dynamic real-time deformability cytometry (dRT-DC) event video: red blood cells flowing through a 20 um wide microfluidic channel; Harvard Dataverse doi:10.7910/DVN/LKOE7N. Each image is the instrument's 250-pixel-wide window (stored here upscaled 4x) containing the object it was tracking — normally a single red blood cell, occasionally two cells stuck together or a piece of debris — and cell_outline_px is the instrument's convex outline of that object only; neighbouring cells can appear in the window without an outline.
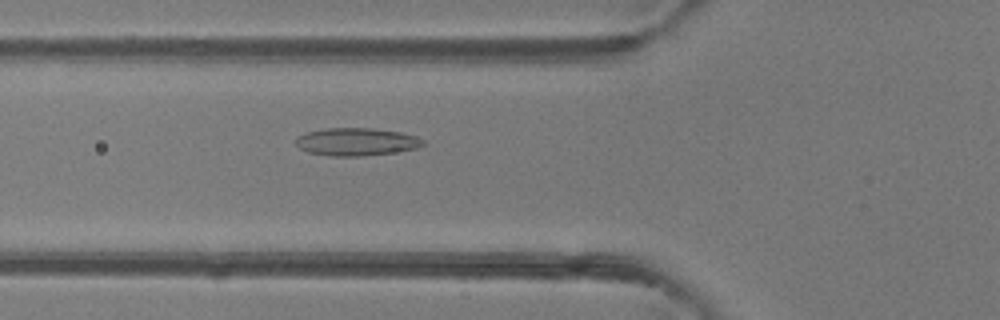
{"species": "common noctule bat (a hibernating species)", "species_latin": "Nyctalus noctula", "temperature_condition": "room temperature", "stored_images_in_passage": 50, "camera_frame_rate_fps": 3000, "um_per_image_px": 0.085, "animal": {"sex": "female"}, "frame": {"image": 1, "passage_image": 18, "time_ms": 5.667, "image_size_px": [1000, 320], "cell_outline_px": [[424, 144], [416, 148], [392, 152], [364, 156], [332, 156], [308, 152], [300, 148], [296, 144], [296, 136], [308, 132], [324, 128], [372, 128], [400, 132], [416, 136], [424, 140]], "centroid_in_image_um": [30.28, 12.05], "position_along_channel_um": 95.5, "area_um2": 20.46}}
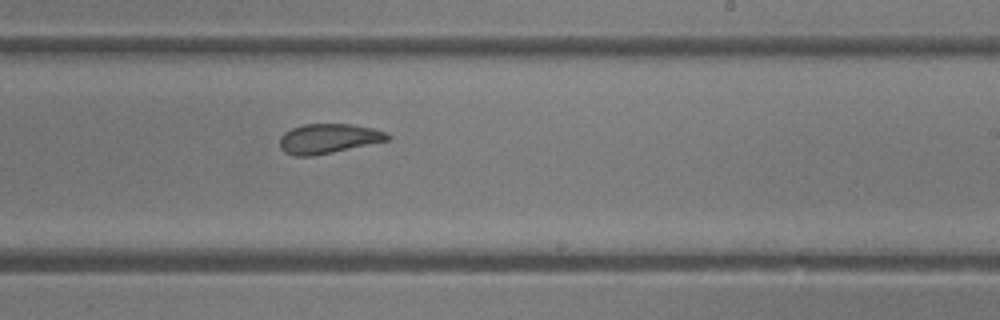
{"frame": {"image": 2, "passage_image": 30, "time_ms": 9.667, "image_size_px": [1000, 320], "cell_outline_px": [[392, 140], [312, 156], [292, 156], [284, 152], [280, 148], [280, 136], [284, 132], [292, 128], [304, 124], [352, 124], [372, 128], [384, 132], [392, 136]], "centroid_in_image_um": [27.92, 11.78], "position_along_channel_um": 261.1, "area_um2": 18.79}}
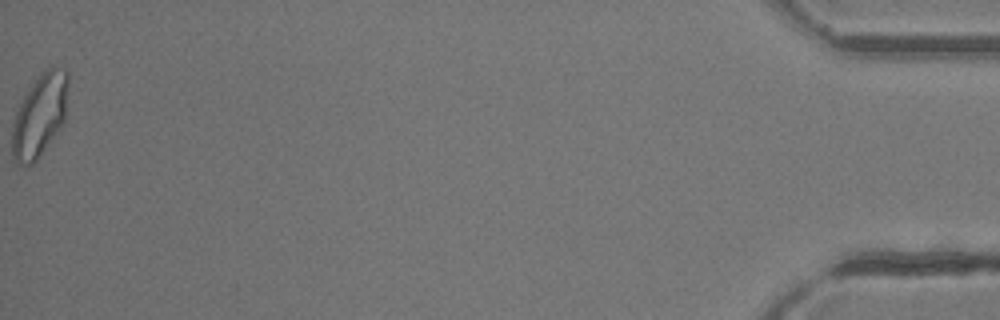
{"frame": {"image": 3, "passage_image": 50, "time_ms": 16.333, "image_size_px": [1000, 320], "cell_outline_px": [[68, 84], [64, 124], [40, 156], [32, 164], [24, 168], [20, 168], [16, 164], [12, 156], [12, 120], [28, 88], [44, 68], [52, 64], [56, 64], [64, 68], [68, 72]], "centroid_in_image_um": [3.37, 9.8], "position_along_channel_um": 431.8, "area_um2": 27.86}, "authors_computed_cell_mechanics": {"area_um2": 21.7906, "velocity_mm_per_s": 4.1329, "shape_relaxation_time_tau1_ms": 7.5669, "shape_relaxation_time_tau2_ms": 2.4348, "deformation_change_tau1": 0.1655, "deformation_change_tau2": 0.0819}}